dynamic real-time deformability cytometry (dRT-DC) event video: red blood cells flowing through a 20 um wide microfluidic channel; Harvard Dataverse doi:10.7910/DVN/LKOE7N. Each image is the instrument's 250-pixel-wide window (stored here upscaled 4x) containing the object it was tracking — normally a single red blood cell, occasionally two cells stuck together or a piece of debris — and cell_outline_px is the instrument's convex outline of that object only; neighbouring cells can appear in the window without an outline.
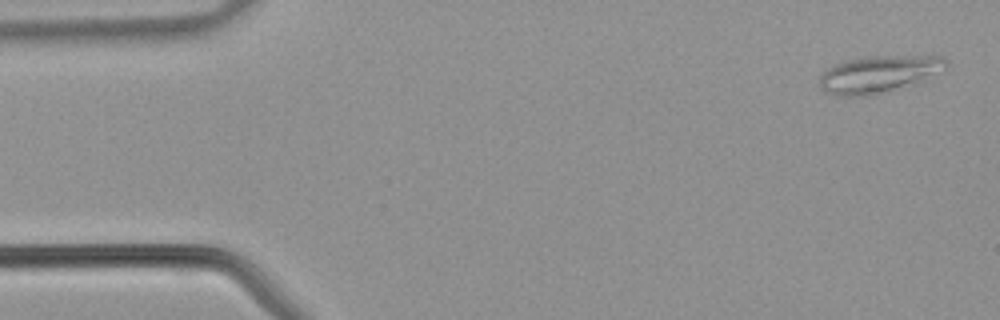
{"species": "common noctule bat (a hibernating species)", "species_latin": "Nyctalus noctula", "temperature_condition": "warm", "stored_images_in_passage": 41, "camera_frame_rate_fps": 3000, "um_per_image_px": 0.085, "animal": {"sex": "male", "body_mass_g": 21.5, "forearm_length_mm": 52.0}, "frame": {"image": 1, "passage_image": 2, "time_ms": 0.333, "image_size_px": [1000, 320], "cell_outline_px": [[948, 64], [944, 68], [920, 84], [872, 96], [836, 96], [824, 92], [820, 88], [820, 76], [828, 68], [836, 64], [848, 60], [868, 56], [932, 52], [944, 56]], "centroid_in_image_um": [74.83, 6.27], "position_along_channel_um": 10.2, "area_um2": 28.9}}
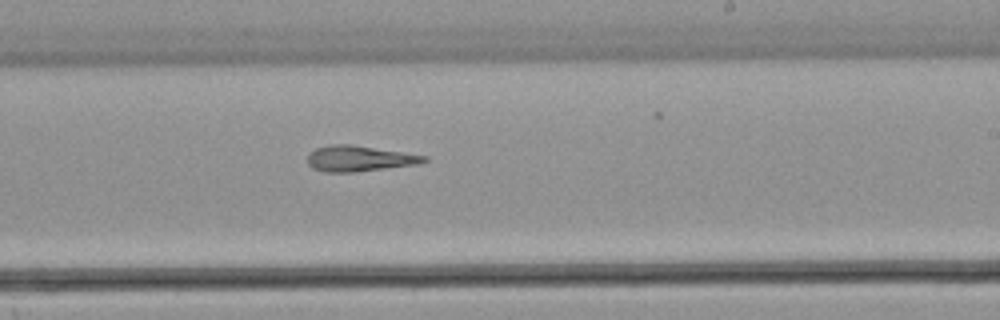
{"frame": {"image": 2, "passage_image": 24, "time_ms": 7.667, "image_size_px": [1000, 320], "cell_outline_px": [[428, 160], [420, 164], [356, 172], [324, 172], [312, 168], [308, 164], [308, 152], [316, 148], [328, 144], [352, 144], [428, 156]], "centroid_in_image_um": [30.53, 13.47], "position_along_channel_um": 258.5, "area_um2": 17.69}}
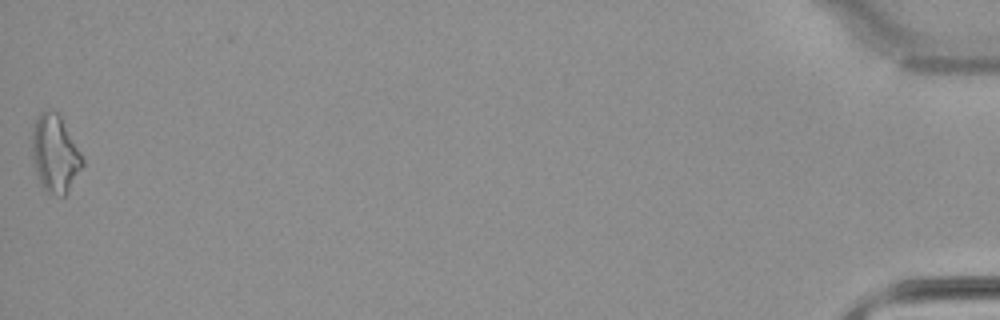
{"frame": {"image": 3, "passage_image": 41, "time_ms": 13.333, "image_size_px": [1000, 320], "cell_outline_px": [[84, 164], [64, 196], [60, 196], [48, 192], [44, 188], [36, 172], [32, 156], [32, 132], [36, 120], [40, 112], [60, 112], [84, 160]], "centroid_in_image_um": [4.68, 13.04], "position_along_channel_um": 430.5, "area_um2": 22.37}}